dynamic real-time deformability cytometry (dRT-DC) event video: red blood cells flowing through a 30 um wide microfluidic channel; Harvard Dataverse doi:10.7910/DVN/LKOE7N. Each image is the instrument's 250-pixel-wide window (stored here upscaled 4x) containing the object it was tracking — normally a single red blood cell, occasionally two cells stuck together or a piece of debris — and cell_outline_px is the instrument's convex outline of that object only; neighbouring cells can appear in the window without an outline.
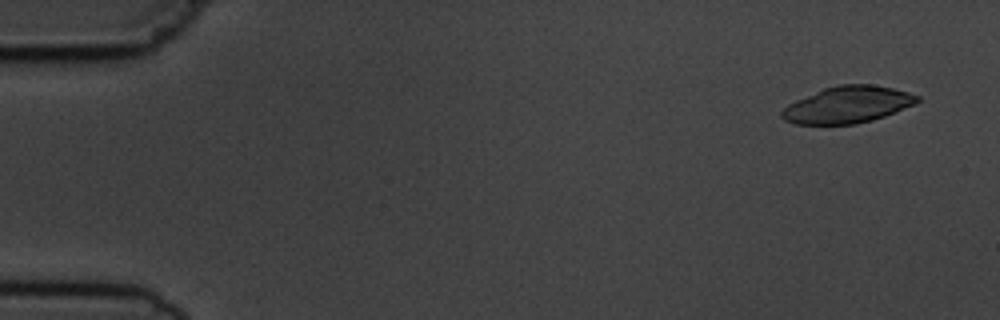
{"species": "common noctule bat (a hibernating species)", "species_latin": "Nyctalus noctula", "temperature_condition": "cold", "stored_images_in_passage": 4, "camera_frame_rate_fps": 3000, "um_per_image_px": 0.085, "animal": {"sex": "male", "body_mass_g": 19.5, "forearm_length_mm": 54.6}, "frame": {"image": 1, "passage_image": 1, "time_ms": 0.0, "image_size_px": [1000, 320], "cell_outline_px": [[920, 100], [916, 104], [884, 116], [872, 120], [856, 124], [796, 124], [784, 120], [780, 116], [780, 112], [788, 104], [796, 100], [824, 88], [840, 84], [872, 84], [892, 88], [908, 92], [920, 96]], "centroid_in_image_um": [72.06, 8.9], "position_along_channel_um": 12.9, "area_um2": 28.96}}